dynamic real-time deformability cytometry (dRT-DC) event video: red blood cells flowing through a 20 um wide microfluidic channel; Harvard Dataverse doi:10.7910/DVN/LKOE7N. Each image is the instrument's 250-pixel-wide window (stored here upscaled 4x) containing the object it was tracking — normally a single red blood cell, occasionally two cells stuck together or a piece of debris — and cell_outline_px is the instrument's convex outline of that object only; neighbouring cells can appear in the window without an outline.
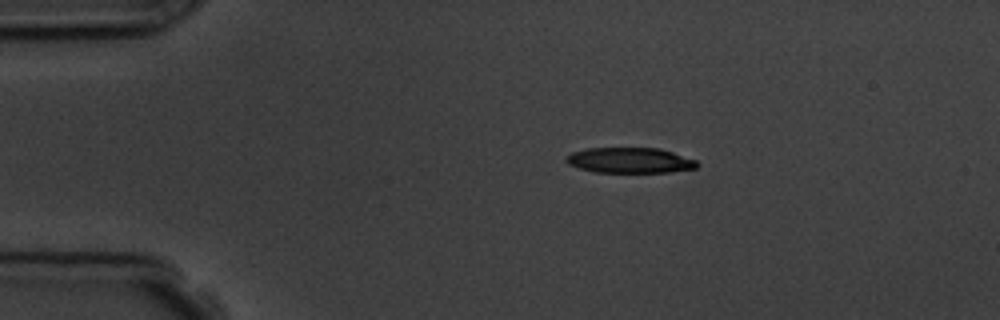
{"species": "common noctule bat (a hibernating species)", "species_latin": "Nyctalus noctula", "temperature_condition": "room temperature", "stored_images_in_passage": 6, "camera_frame_rate_fps": 3000, "um_per_image_px": 0.085, "animal": {"sex": "male", "body_mass_g": 19.5, "forearm_length_mm": 54.6}, "frame": {"image": 1, "passage_image": 2, "time_ms": 1.333, "image_size_px": [1000, 320], "cell_outline_px": [[700, 164], [696, 168], [668, 172], [596, 172], [580, 168], [568, 164], [564, 160], [572, 152], [588, 148], [660, 148], [696, 160]], "centroid_in_image_um": [53.55, 13.62], "position_along_channel_um": 31.4, "area_um2": 19.31}}
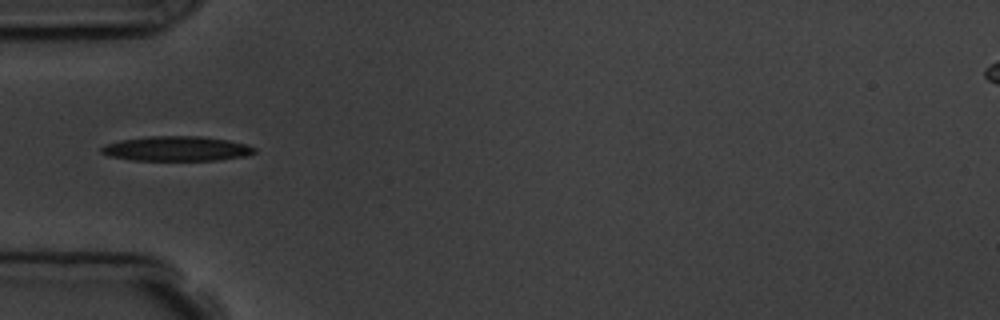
{"frame": {"image": 2, "passage_image": 4, "time_ms": 3.667, "image_size_px": [1000, 320], "cell_outline_px": [[256, 152], [244, 156], [216, 160], [132, 160], [108, 156], [100, 152], [100, 148], [108, 144], [120, 140], [148, 136], [200, 136], [228, 140], [248, 144], [256, 148]], "centroid_in_image_um": [15.02, 12.63], "position_along_channel_um": 70.0, "area_um2": 22.08}}